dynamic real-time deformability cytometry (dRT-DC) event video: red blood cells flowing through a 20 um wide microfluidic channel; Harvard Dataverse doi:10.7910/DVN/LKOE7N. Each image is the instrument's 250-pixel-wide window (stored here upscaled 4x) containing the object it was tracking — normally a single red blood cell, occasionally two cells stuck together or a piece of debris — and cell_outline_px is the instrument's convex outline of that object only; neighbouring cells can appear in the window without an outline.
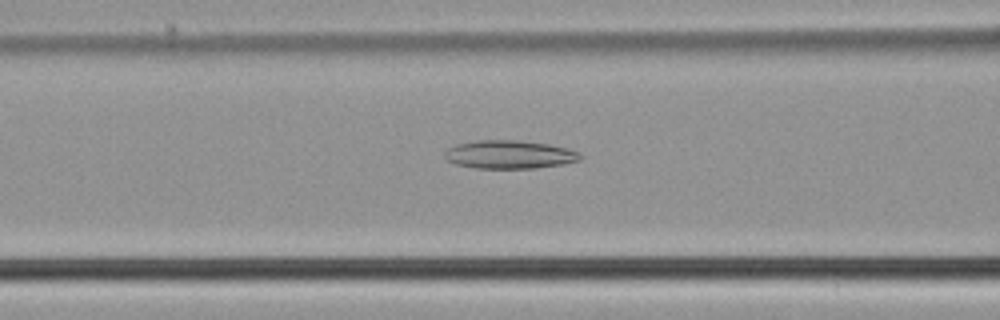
{"species": "common noctule bat (a hibernating species)", "species_latin": "Nyctalus noctula", "temperature_condition": "cold", "stored_images_in_passage": 47, "camera_frame_rate_fps": 3000, "um_per_image_px": 0.085, "animal": {"sex": "male", "body_mass_g": 21.5, "forearm_length_mm": 52.0}, "frame": {"image": 1, "passage_image": 16, "time_ms": 5.0, "image_size_px": [1000, 320], "cell_outline_px": [[580, 160], [564, 164], [536, 168], [476, 168], [456, 164], [448, 160], [444, 156], [444, 152], [448, 148], [456, 144], [476, 140], [520, 140], [548, 144], [568, 148], [576, 152], [580, 156]], "centroid_in_image_um": [43.28, 13.13], "position_along_channel_um": 123.3, "area_um2": 22.31}}
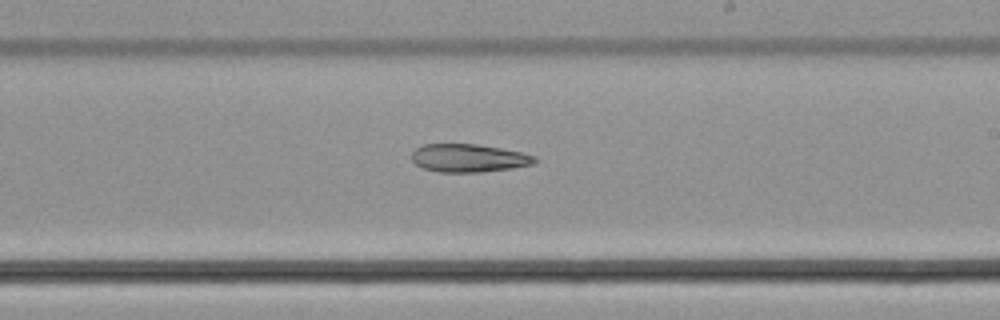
{"frame": {"image": 2, "passage_image": 26, "time_ms": 8.333, "image_size_px": [1000, 320], "cell_outline_px": [[536, 160], [532, 164], [512, 168], [480, 172], [440, 172], [424, 168], [416, 164], [412, 160], [412, 152], [416, 148], [424, 144], [476, 144], [500, 148], [520, 152], [536, 156]], "centroid_in_image_um": [39.82, 13.43], "position_along_channel_um": 249.2, "area_um2": 19.94}}
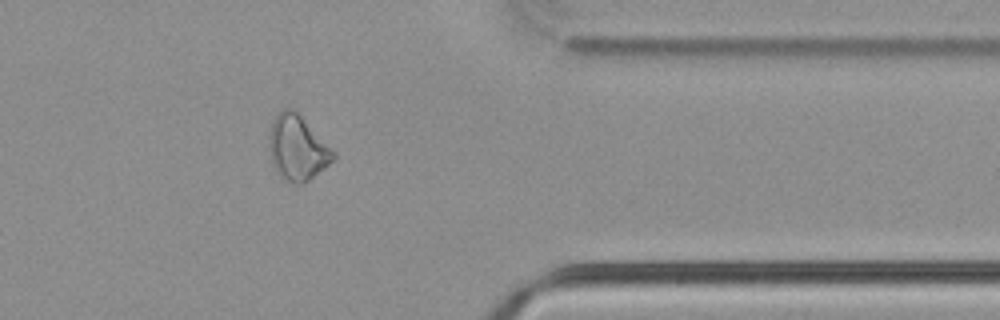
{"frame": {"image": 3, "passage_image": 38, "time_ms": 12.333, "image_size_px": [1000, 320], "cell_outline_px": [[336, 156], [324, 168], [308, 180], [300, 184], [292, 184], [280, 176], [272, 164], [268, 144], [268, 136], [272, 120], [276, 112], [280, 108], [292, 108], [336, 152]], "centroid_in_image_um": [25.23, 12.55], "position_along_channel_um": 386.2, "area_um2": 24.28}}